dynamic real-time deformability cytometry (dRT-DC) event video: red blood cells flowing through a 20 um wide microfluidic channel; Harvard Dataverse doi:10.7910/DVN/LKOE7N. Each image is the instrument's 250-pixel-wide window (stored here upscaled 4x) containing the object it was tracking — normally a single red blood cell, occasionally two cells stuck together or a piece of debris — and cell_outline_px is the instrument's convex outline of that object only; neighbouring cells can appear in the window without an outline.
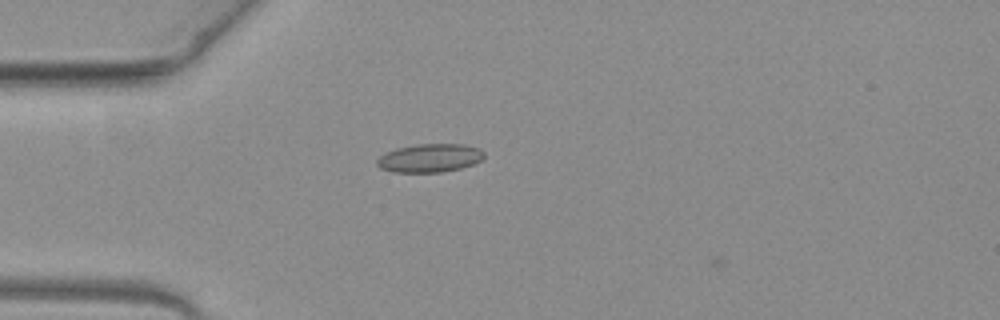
{"species": "common noctule bat (a hibernating species)", "species_latin": "Nyctalus noctula", "temperature_condition": "warm", "stored_images_in_passage": 36, "camera_frame_rate_fps": 3000, "um_per_image_px": 0.085, "animal": {"sex": "female", "body_mass_g": 19.3, "forearm_length_mm": 54.1}, "frame": {"image": 1, "passage_image": 3, "time_ms": 0.667, "image_size_px": [1000, 320], "cell_outline_px": [[484, 156], [476, 164], [460, 168], [440, 172], [392, 172], [380, 168], [376, 164], [376, 160], [384, 152], [396, 148], [420, 144], [464, 144], [480, 148], [484, 152]], "centroid_in_image_um": [36.52, 13.43], "position_along_channel_um": 48.5, "area_um2": 17.86}}
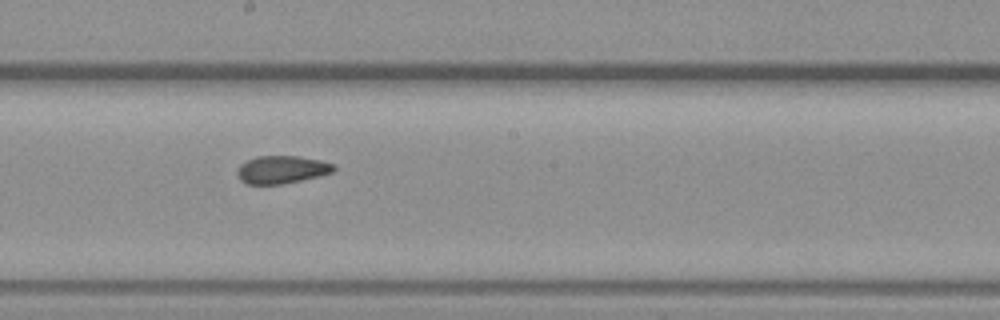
{"frame": {"image": 2, "passage_image": 17, "time_ms": 5.333, "image_size_px": [1000, 320], "cell_outline_px": [[336, 168], [332, 172], [300, 180], [280, 184], [248, 184], [240, 180], [236, 172], [240, 164], [256, 156], [300, 156], [320, 160], [336, 164]], "centroid_in_image_um": [23.94, 14.4], "position_along_channel_um": 224.3, "area_um2": 15.55}}
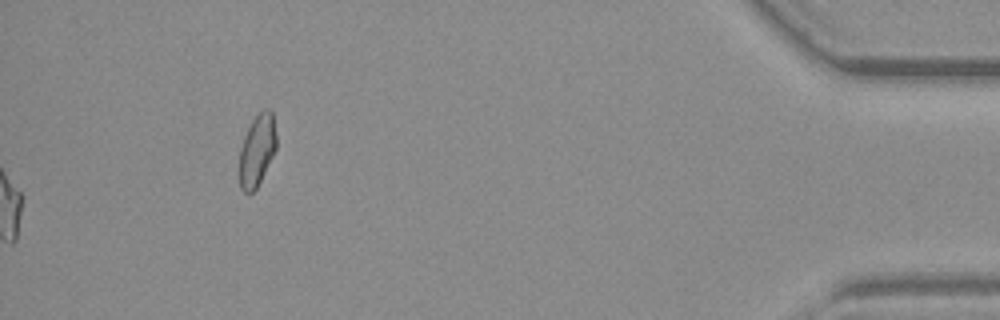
{"frame": {"image": 3, "passage_image": 36, "time_ms": 11.667, "image_size_px": [1000, 320], "cell_outline_px": [[276, 148], [256, 188], [248, 196], [240, 188], [240, 148], [244, 136], [252, 120], [264, 108], [272, 108], [276, 132]], "centroid_in_image_um": [21.85, 12.74], "position_along_channel_um": 413.3, "area_um2": 15.37}, "authors_computed_cell_mechanics": {"area_um2": 16.1262, "velocity_mm_per_s": 4.0554, "shape_relaxation_time_tau1_ms": null, "shape_relaxation_time_tau2_ms": 2.0408, "deformation_change_tau1": null, "deformation_change_tau2": 0.0879}}